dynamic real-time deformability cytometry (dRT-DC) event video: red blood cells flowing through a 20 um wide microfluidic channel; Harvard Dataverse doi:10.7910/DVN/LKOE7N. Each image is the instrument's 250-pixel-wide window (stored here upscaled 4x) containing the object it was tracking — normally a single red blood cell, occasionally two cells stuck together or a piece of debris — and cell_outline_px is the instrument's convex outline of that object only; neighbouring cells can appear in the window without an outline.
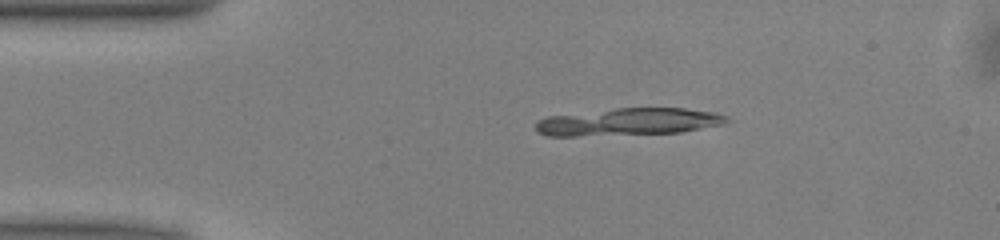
{"species": "common noctule bat (a hibernating species)", "species_latin": "Nyctalus noctula", "temperature_condition": "warm", "stored_images_in_passage": 15, "camera_frame_rate_fps": 3000, "um_per_image_px": 0.085, "animal": {"sex": "male", "body_mass_g": 13.0, "forearm_length_mm": 53.1}, "frame": {"image": 1, "passage_image": 9, "time_ms": 2.667, "image_size_px": [1000, 240], "cell_outline_px": [[736, 120], [728, 124], [680, 132], [576, 136], [544, 136], [536, 132], [536, 120], [548, 116], [616, 108], [684, 108], [716, 112], [728, 116]], "centroid_in_image_um": [53.5, 10.35], "position_along_channel_um": 31.5, "area_um2": 30.87}}